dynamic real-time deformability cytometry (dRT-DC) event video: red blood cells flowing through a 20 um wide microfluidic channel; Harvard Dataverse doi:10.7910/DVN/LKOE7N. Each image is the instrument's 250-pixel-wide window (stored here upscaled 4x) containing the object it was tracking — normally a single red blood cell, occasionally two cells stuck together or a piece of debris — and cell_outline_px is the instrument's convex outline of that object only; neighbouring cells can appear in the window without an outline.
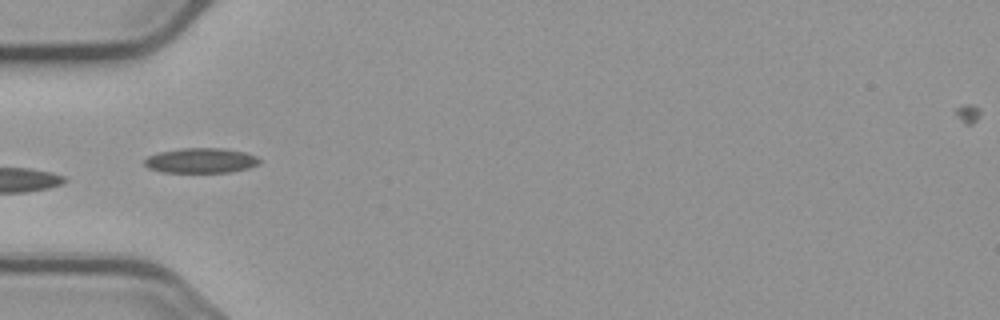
{"species": "common noctule bat (a hibernating species)", "species_latin": "Nyctalus noctula", "temperature_condition": "cold", "stored_images_in_passage": 7, "camera_frame_rate_fps": 3000, "um_per_image_px": 0.085, "animal": {"sex": "male", "body_mass_g": 23.1, "forearm_length_mm": 52.7}, "frame": {"image": 1, "passage_image": 5, "time_ms": 4.333, "image_size_px": [1000, 320], "cell_outline_px": [[260, 160], [256, 164], [248, 168], [228, 172], [160, 172], [148, 168], [144, 164], [144, 160], [148, 156], [160, 152], [180, 148], [220, 148], [244, 152], [256, 156]], "centroid_in_image_um": [17.03, 13.64], "position_along_channel_um": 68.0, "area_um2": 16.59}}
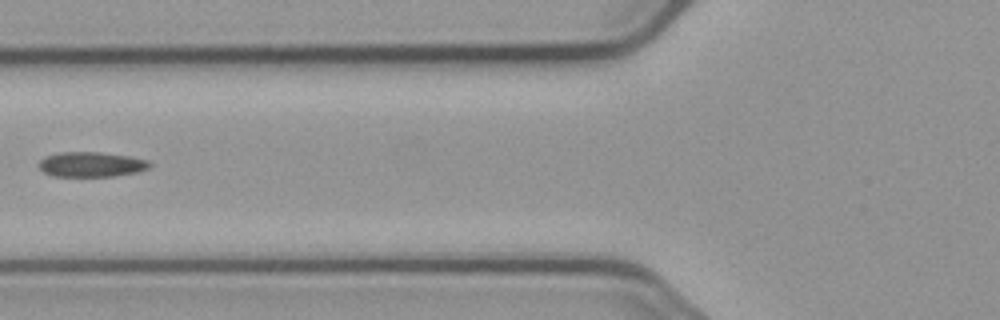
{"frame": {"image": 2, "passage_image": 6, "time_ms": 5.667, "image_size_px": [1000, 320], "cell_outline_px": [[152, 164], [148, 168], [136, 172], [116, 176], [52, 176], [44, 172], [40, 168], [40, 160], [48, 156], [60, 152], [100, 152], [128, 156], [148, 160]], "centroid_in_image_um": [7.78, 13.97], "position_along_channel_um": 118.0, "area_um2": 15.95}}
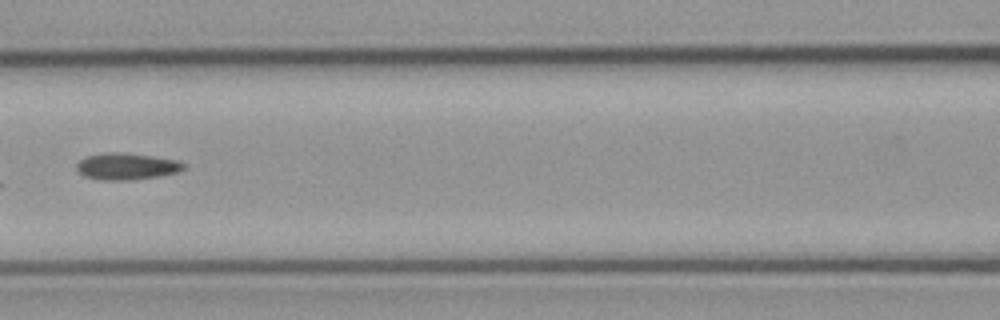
{"frame": {"image": 3, "passage_image": 7, "time_ms": 6.667, "image_size_px": [1000, 320], "cell_outline_px": [[188, 168], [176, 172], [156, 176], [128, 180], [104, 180], [84, 176], [76, 168], [76, 164], [80, 160], [88, 156], [108, 152], [120, 152], [176, 160], [184, 164]], "centroid_in_image_um": [10.74, 14.14], "position_along_channel_um": 155.9, "area_um2": 16.24}}